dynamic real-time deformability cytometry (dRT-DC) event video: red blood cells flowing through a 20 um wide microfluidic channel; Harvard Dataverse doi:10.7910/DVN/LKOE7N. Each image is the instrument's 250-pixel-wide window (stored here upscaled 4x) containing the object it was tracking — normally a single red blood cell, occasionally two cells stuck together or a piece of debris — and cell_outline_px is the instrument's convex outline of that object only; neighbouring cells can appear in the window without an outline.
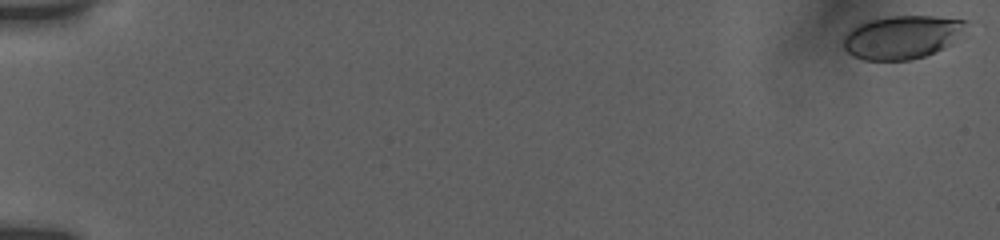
{"species": "human", "species_latin": "Homo sapiens", "temperature_condition": "room temperature", "stored_images_in_passage": 55, "camera_frame_rate_fps": 3000, "um_per_image_px": 0.085, "donor": {"sex": "female"}, "frame": {"image": 1, "passage_image": 1, "time_ms": 0.0, "image_size_px": [1000, 240], "cell_outline_px": [[968, 20], [948, 44], [924, 56], [908, 60], [864, 60], [852, 56], [844, 48], [844, 36], [848, 28], [864, 20], [888, 16], [936, 16]], "centroid_in_image_um": [76.52, 3.13], "position_along_channel_um": 8.5, "area_um2": 30.58}}
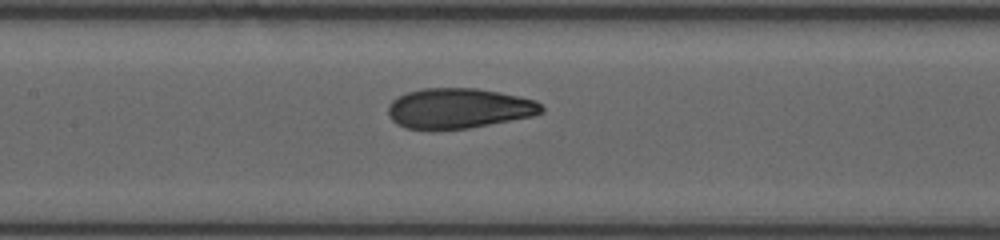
{"frame": {"image": 2, "passage_image": 29, "time_ms": 9.333, "image_size_px": [1000, 240], "cell_outline_px": [[544, 112], [532, 116], [468, 128], [404, 128], [396, 124], [388, 116], [388, 104], [392, 100], [408, 92], [424, 88], [476, 88], [536, 100], [544, 108]], "centroid_in_image_um": [38.98, 9.2], "position_along_channel_um": 168.4, "area_um2": 35.43}}
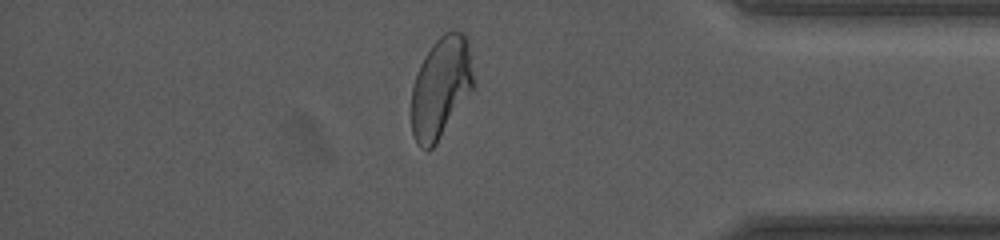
{"frame": {"image": 3, "passage_image": 49, "time_ms": 16.0, "image_size_px": [1000, 240], "cell_outline_px": [[472, 92], [436, 144], [428, 152], [420, 148], [416, 144], [412, 132], [412, 88], [420, 64], [424, 56], [432, 44], [444, 32], [452, 28], [460, 32], [468, 40], [472, 76]], "centroid_in_image_um": [37.45, 7.46], "position_along_channel_um": 397.7, "area_um2": 36.59}}